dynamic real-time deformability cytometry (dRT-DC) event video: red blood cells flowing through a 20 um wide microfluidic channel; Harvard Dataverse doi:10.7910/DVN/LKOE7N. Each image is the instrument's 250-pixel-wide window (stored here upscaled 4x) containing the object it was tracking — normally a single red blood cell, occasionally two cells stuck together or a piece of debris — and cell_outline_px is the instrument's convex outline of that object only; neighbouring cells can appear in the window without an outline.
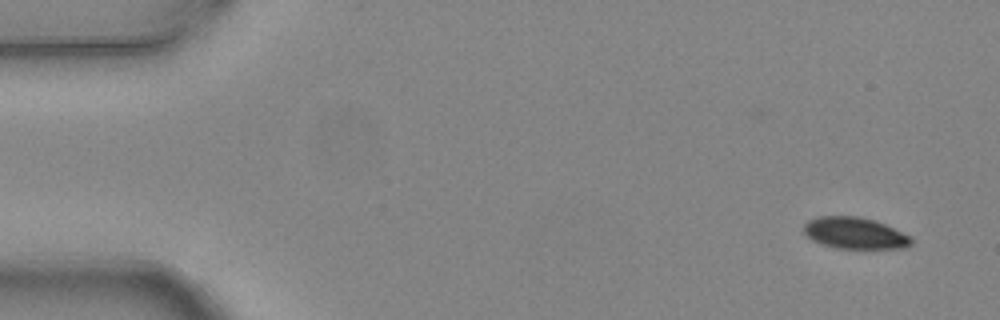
{"species": "common noctule bat (a hibernating species)", "species_latin": "Nyctalus noctula", "temperature_condition": "warm", "stored_images_in_passage": 5, "segment_of_instrument_passage": [2, 2], "camera_frame_rate_fps": 3000, "um_per_image_px": 0.085, "animal": {"sex": "female", "body_mass_g": 24.6, "forearm_length_mm": 56.2}, "frame": {"image": 1, "passage_image": 5, "time_ms": 1.333, "image_size_px": [1000, 320], "cell_outline_px": [[912, 244], [904, 248], [836, 248], [812, 240], [804, 232], [804, 224], [808, 220], [820, 216], [860, 216], [884, 224], [908, 236], [912, 240]], "centroid_in_image_um": [72.62, 19.81], "position_along_channel_um": 12.4, "area_um2": 19.36}}